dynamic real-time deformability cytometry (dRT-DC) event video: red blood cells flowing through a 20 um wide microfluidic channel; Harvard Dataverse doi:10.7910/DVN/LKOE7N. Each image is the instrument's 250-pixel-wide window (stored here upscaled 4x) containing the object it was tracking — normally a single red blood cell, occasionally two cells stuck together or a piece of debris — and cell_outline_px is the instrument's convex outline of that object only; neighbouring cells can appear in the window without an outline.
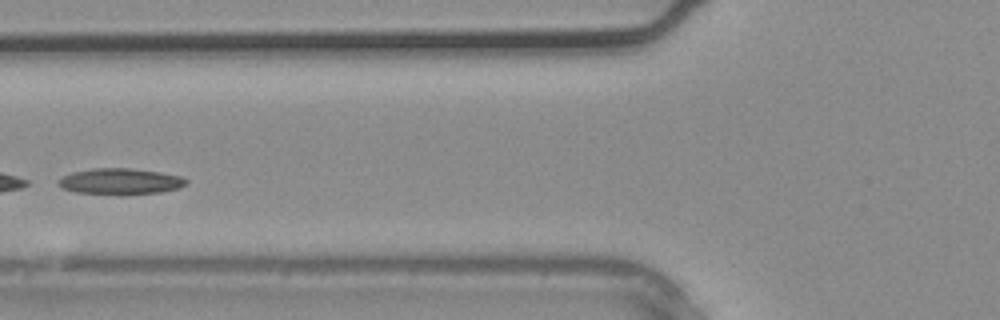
{"species": "common noctule bat (a hibernating species)", "species_latin": "Nyctalus noctula", "temperature_condition": "warm", "stored_images_in_passage": 3, "camera_frame_rate_fps": 3000, "um_per_image_px": 0.085, "animal": {"sex": "male", "body_mass_g": 20.4}, "frame": {"image": 1, "passage_image": 3, "time_ms": 0.667, "image_size_px": [1000, 320], "cell_outline_px": [[188, 180], [184, 184], [176, 188], [160, 192], [120, 196], [76, 192], [60, 188], [56, 184], [56, 180], [72, 172], [92, 168], [128, 168], [160, 172], [180, 176]], "centroid_in_image_um": [10.14, 15.44], "position_along_channel_um": 115.7, "area_um2": 19.71}}